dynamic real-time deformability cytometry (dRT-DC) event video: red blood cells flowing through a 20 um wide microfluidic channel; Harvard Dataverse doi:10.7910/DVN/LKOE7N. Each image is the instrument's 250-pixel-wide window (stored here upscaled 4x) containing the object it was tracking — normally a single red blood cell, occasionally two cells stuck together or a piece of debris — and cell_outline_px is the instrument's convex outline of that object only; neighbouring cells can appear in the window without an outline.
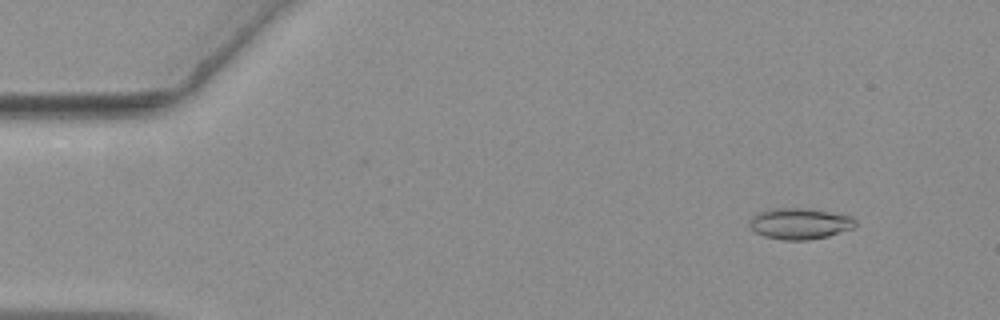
{"species": "common noctule bat (a hibernating species)", "species_latin": "Nyctalus noctula", "temperature_condition": "warm", "stored_images_in_passage": 57, "camera_frame_rate_fps": 3000, "um_per_image_px": 0.085, "animal": {"sex": "female", "body_mass_g": 19.3, "forearm_length_mm": 54.1}, "frame": {"image": 1, "passage_image": 6, "time_ms": 1.667, "image_size_px": [1000, 320], "cell_outline_px": [[856, 224], [852, 228], [828, 236], [808, 240], [784, 240], [764, 236], [756, 232], [748, 224], [752, 216], [760, 212], [776, 208], [800, 208], [828, 212], [852, 216], [856, 220]], "centroid_in_image_um": [67.97, 19.01], "position_along_channel_um": 17.0, "area_um2": 18.9}}
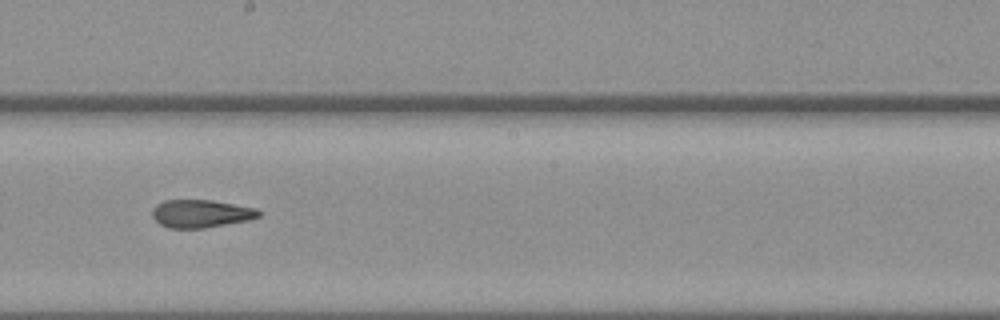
{"frame": {"image": 2, "passage_image": 32, "time_ms": 10.333, "image_size_px": [1000, 320], "cell_outline_px": [[260, 216], [248, 220], [204, 228], [168, 228], [160, 224], [152, 216], [152, 208], [156, 204], [164, 200], [212, 200], [256, 208], [260, 212]], "centroid_in_image_um": [17.05, 18.15], "position_along_channel_um": 231.2, "area_um2": 17.28}}
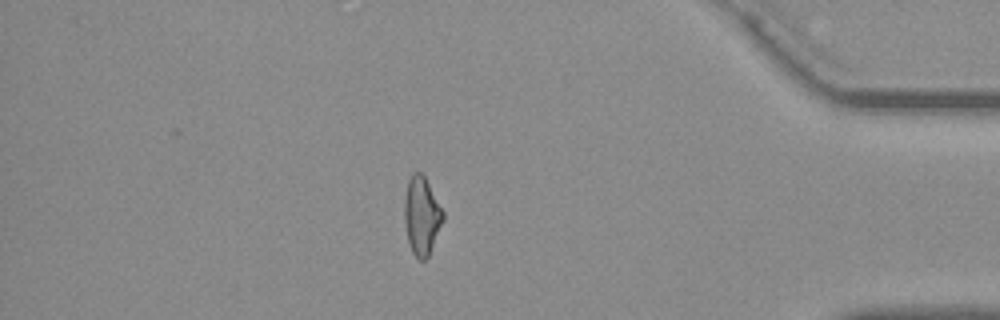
{"frame": {"image": 3, "passage_image": 49, "time_ms": 16.0, "image_size_px": [1000, 320], "cell_outline_px": [[444, 220], [428, 256], [424, 260], [420, 260], [412, 252], [408, 240], [404, 220], [404, 200], [408, 180], [412, 172], [420, 172], [424, 176], [444, 212]], "centroid_in_image_um": [35.84, 18.33], "position_along_channel_um": 399.4, "area_um2": 17.46}, "authors_computed_cell_mechanics": {"area_um2": 17.9758, "velocity_mm_per_s": 3.656, "shape_relaxation_time_tau1_ms": 8.3687, "shape_relaxation_time_tau2_ms": 2.4905, "deformation_change_tau1": 0.1959, "deformation_change_tau2": 0.0974}}